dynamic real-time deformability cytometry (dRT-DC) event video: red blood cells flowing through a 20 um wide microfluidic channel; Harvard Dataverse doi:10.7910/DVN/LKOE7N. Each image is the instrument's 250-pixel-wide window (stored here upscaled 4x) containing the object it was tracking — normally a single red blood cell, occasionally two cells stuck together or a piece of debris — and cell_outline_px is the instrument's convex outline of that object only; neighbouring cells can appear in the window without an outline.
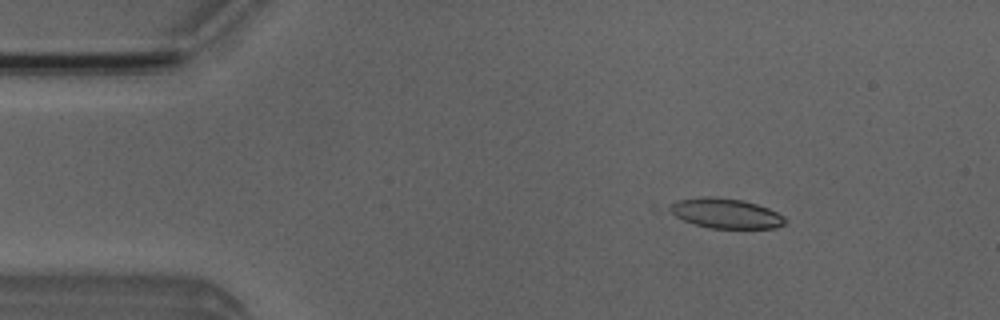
{"species": "Egyptian fruit bat (a non-hibernating species)", "species_latin": "Rousettus aegyptiacus", "temperature_condition": "room temperature", "stored_images_in_passage": 7, "camera_frame_rate_fps": 3000, "um_per_image_px": 0.085, "animal": {"sex": "male"}, "frame": {"image": 1, "passage_image": 2, "time_ms": 1.333, "image_size_px": [1000, 320], "cell_outline_px": [[788, 220], [784, 224], [776, 228], [708, 228], [656, 212], [652, 208], [652, 204], [676, 200], [704, 196], [716, 196], [744, 200], [768, 208], [784, 216]], "centroid_in_image_um": [61.29, 18.1], "position_along_channel_um": 23.7, "area_um2": 21.91}}
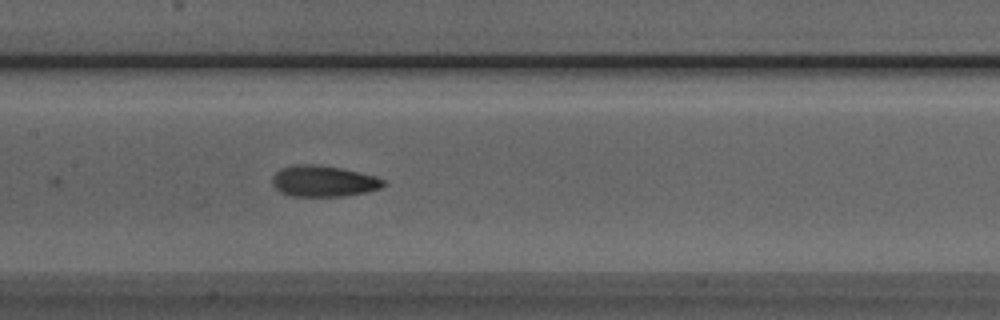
{"frame": {"image": 2, "passage_image": 7, "time_ms": 7.0, "image_size_px": [1000, 320], "cell_outline_px": [[388, 184], [380, 188], [368, 192], [344, 196], [288, 196], [280, 192], [272, 184], [272, 176], [280, 168], [292, 164], [320, 164], [344, 168], [376, 176], [384, 180]], "centroid_in_image_um": [27.5, 15.38], "position_along_channel_um": 179.9, "area_um2": 20.63}}